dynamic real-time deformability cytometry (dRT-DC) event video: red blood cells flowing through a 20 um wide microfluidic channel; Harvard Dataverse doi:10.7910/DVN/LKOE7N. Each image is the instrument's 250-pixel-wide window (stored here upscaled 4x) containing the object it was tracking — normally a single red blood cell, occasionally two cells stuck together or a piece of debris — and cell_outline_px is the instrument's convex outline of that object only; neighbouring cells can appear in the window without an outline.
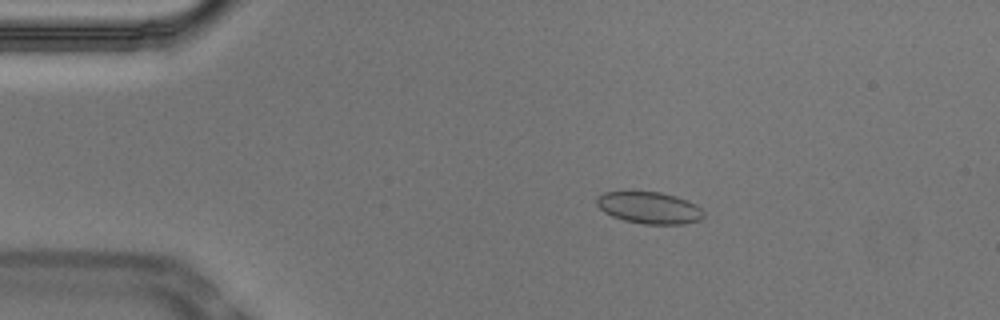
{"species": "Egyptian fruit bat (a non-hibernating species)", "species_latin": "Rousettus aegyptiacus", "temperature_condition": "cold", "stored_images_in_passage": 45, "camera_frame_rate_fps": 3000, "um_per_image_px": 0.085, "animal": {"sex": "male"}, "frame": {"image": 1, "passage_image": 1, "time_ms": 0.0, "image_size_px": [1000, 320], "cell_outline_px": [[704, 216], [700, 220], [684, 224], [644, 224], [624, 220], [612, 216], [604, 212], [596, 204], [596, 196], [604, 192], [660, 192], [676, 196], [688, 200], [696, 204], [704, 212]], "centroid_in_image_um": [55.2, 17.66], "position_along_channel_um": 29.8, "area_um2": 19.88}}
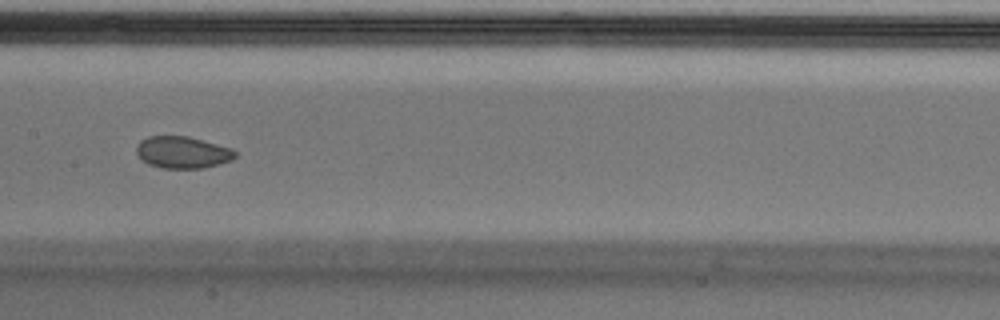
{"frame": {"image": 2, "passage_image": 18, "time_ms": 5.667, "image_size_px": [1000, 320], "cell_outline_px": [[236, 156], [232, 160], [204, 168], [160, 168], [148, 164], [136, 152], [136, 144], [140, 140], [148, 136], [188, 136], [232, 148], [236, 152]], "centroid_in_image_um": [15.51, 12.94], "position_along_channel_um": 191.9, "area_um2": 18.38}}
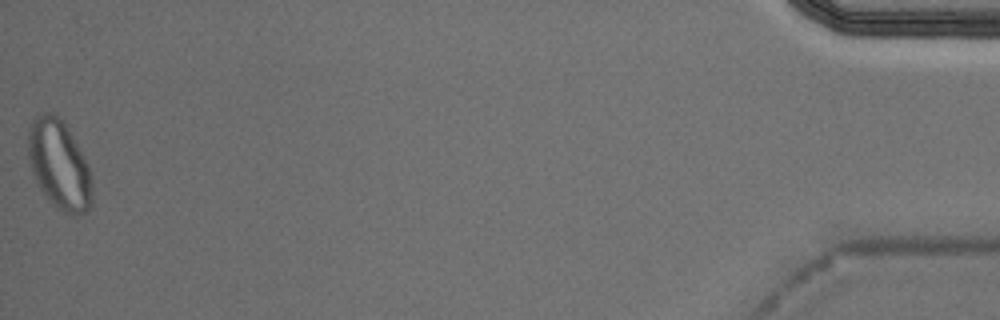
{"frame": {"image": 3, "passage_image": 45, "time_ms": 14.667, "image_size_px": [1000, 320], "cell_outline_px": [[92, 204], [84, 212], [72, 216], [56, 208], [48, 200], [40, 188], [32, 172], [28, 156], [28, 128], [36, 112], [56, 112], [64, 120], [88, 164], [92, 180]], "centroid_in_image_um": [5.02, 13.95], "position_along_channel_um": 430.2, "area_um2": 33.81}, "authors_computed_cell_mechanics": {"area_um2": 19.4786, "velocity_mm_per_s": 3.7051, "shape_relaxation_time_tau1_ms": null, "shape_relaxation_time_tau2_ms": 1.0062, "deformation_change_tau1": null, "deformation_change_tau2": 0.0357}}